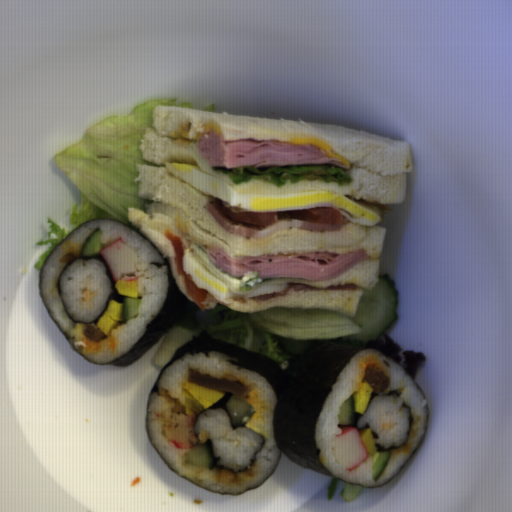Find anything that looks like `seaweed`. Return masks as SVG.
<instances>
[{
  "label": "seaweed",
  "mask_w": 512,
  "mask_h": 512,
  "mask_svg": "<svg viewBox=\"0 0 512 512\" xmlns=\"http://www.w3.org/2000/svg\"><path fill=\"white\" fill-rule=\"evenodd\" d=\"M365 350L381 353L389 360L397 364L417 384L426 402L427 413L426 432L423 440L417 448L418 450L427 435L431 418L426 395L404 366L383 354L379 350L366 348L356 344H347L340 341L316 340L312 346L299 354L287 368H282L268 356L210 336L208 332L201 331L175 350L163 369L158 373L151 387L149 396L146 401L145 414V427L148 440L153 450L168 468H170L182 479L193 484L189 480L179 475L153 446L147 428L150 400L153 393H158V383L163 371L173 362L188 354L202 351L204 354L215 352L230 355L229 362L250 370L265 378L273 387L277 395V404L273 417V429L275 441L280 451V456L274 471L276 470L282 455H284L295 465L303 469L321 474L323 476L367 488H379L385 484L378 487L364 486L333 476L320 463L316 444L315 427L324 403L333 390L343 369L354 356ZM414 454L411 456V458L414 456ZM411 458L404 464V466L397 472V474L405 468ZM268 479H266L262 484L266 483ZM260 485L252 489L257 488ZM197 487L202 490L212 492L200 486ZM252 489L239 493H212L227 497L240 495Z\"/></svg>",
  "instance_id": "1"
},
{
  "label": "seaweed",
  "mask_w": 512,
  "mask_h": 512,
  "mask_svg": "<svg viewBox=\"0 0 512 512\" xmlns=\"http://www.w3.org/2000/svg\"><path fill=\"white\" fill-rule=\"evenodd\" d=\"M107 220L114 223L122 224L125 227L129 228L130 230L136 232L139 234L147 243H149L159 254L162 263H152L156 268H161L162 265H167L168 269V275H169V284H168V293L165 299V303L163 308L160 310V312L155 316V318L150 322L149 325L146 326L144 333L141 337V339L135 344V346L128 351L127 353L123 354L122 356L114 359L113 361L109 363H99L94 361H89L87 358H85L81 353H79L74 345L71 343V341L68 339V337L64 334V332L60 329V327L57 325V323L54 321V319L49 314L40 293V287H41V277H42V271L45 266L47 258L51 255V253L70 235L72 234L78 227L85 225L91 221H97V220ZM38 292L41 300V304L47 315L49 316L50 320L56 327V329L59 331V333L62 335V337L66 340V342L69 344V346L77 352L83 359L88 361L89 363H93L100 366H117V367H124L129 364H132L142 356H144L166 333H168L174 326H176L181 319L186 314L187 309V296L183 295L178 287V284L174 278V276L171 273V262L170 258L168 256H164L161 249L158 247L156 243H154L152 240L144 236L142 233L134 229L133 227L114 219L109 218H99L90 220L84 224H81L77 226L75 229H73L68 235H66L60 242H58L53 249L50 251V253L47 255L39 273H38Z\"/></svg>",
  "instance_id": "2"
},
{
  "label": "seaweed",
  "mask_w": 512,
  "mask_h": 512,
  "mask_svg": "<svg viewBox=\"0 0 512 512\" xmlns=\"http://www.w3.org/2000/svg\"><path fill=\"white\" fill-rule=\"evenodd\" d=\"M231 396H234V395L223 394L218 401H216L215 403H213L212 405H210L206 409H202L201 411H199V413L193 418L192 423H193V431H194L195 436L197 438V441H196L195 444H205L209 448V450L213 453L214 462H213V465L210 468V470L220 469V470H223V471H227V472H231V473H235L236 474V473H244V472H246L247 470H249L252 467V465L255 463L258 455L261 453V451H262V449H263V447L265 445V442H266L265 436L262 433H260V432L255 430V434L261 435L262 440L260 442V445H259L256 453H255V456H254L253 460L250 462V464L248 466L244 467L241 470H232L230 468H226V467H223V466L220 465V457H215L212 441L211 440H206L205 442H201L200 438H199V435H198V432H197V421H198L199 417L204 412H206L208 410H223L225 412V414L227 415V417H228V420H229V423H230L232 429H234V430L246 428L245 424L241 425V426H234L233 418H232V416H231V414H230V412H229V410L227 408V400Z\"/></svg>",
  "instance_id": "3"
},
{
  "label": "seaweed",
  "mask_w": 512,
  "mask_h": 512,
  "mask_svg": "<svg viewBox=\"0 0 512 512\" xmlns=\"http://www.w3.org/2000/svg\"><path fill=\"white\" fill-rule=\"evenodd\" d=\"M91 260V261H96L98 263H101L103 264L104 268H105V271H106V275H107V278L109 280V283H110V286H111V294L108 298V301H107V304L104 308V310L102 311V313L99 315V317L97 318L96 321H89V322H83V321H74L73 318L71 317V315L68 313L63 301H62V296H61V292H60V289H59V277L62 275V273L68 268V266L76 261H81V260ZM59 277H58V280H57V283H56V287H57V293H58V297L60 299V302L62 304V307L65 311V313L67 314L68 318L70 319L71 322H75V323H84L85 325H96L98 324V322L101 320V318L103 317V315L106 313L107 311V308H108V304L110 301H117V302H120L123 304V295L119 294L118 291L116 290L115 288V284H116V281L110 271V269L108 268L102 254H95V255H92V256H80L78 258H76L75 260L71 261L70 263H68L65 267L62 268L60 274H59Z\"/></svg>",
  "instance_id": "4"
},
{
  "label": "seaweed",
  "mask_w": 512,
  "mask_h": 512,
  "mask_svg": "<svg viewBox=\"0 0 512 512\" xmlns=\"http://www.w3.org/2000/svg\"><path fill=\"white\" fill-rule=\"evenodd\" d=\"M388 395L392 396V397H400L401 399V405L406 408L408 410V435L405 439V441L400 444L398 447H381L378 443H377V439H378V434L373 430V428L370 426V425H365V426H358L360 420L367 414V412L369 411V408L372 404V402L374 401V399L379 395V393H372L371 392V395H370V398H369V401L367 403V406H366V409H365V412L364 414H361L360 412L356 411L355 410V421L353 423V427L357 428L358 432L360 431L361 428H370L371 430V433H372V436H373V439H374V443H375V446H376V449L377 451H380V452H385V453H389L391 451H394L396 449H399L401 447H404L405 444L407 443L411 433H412V424H413V413H412V408L409 404H407L403 398H402V395L400 393L399 390H392L390 392H387Z\"/></svg>",
  "instance_id": "5"
}]
</instances>
